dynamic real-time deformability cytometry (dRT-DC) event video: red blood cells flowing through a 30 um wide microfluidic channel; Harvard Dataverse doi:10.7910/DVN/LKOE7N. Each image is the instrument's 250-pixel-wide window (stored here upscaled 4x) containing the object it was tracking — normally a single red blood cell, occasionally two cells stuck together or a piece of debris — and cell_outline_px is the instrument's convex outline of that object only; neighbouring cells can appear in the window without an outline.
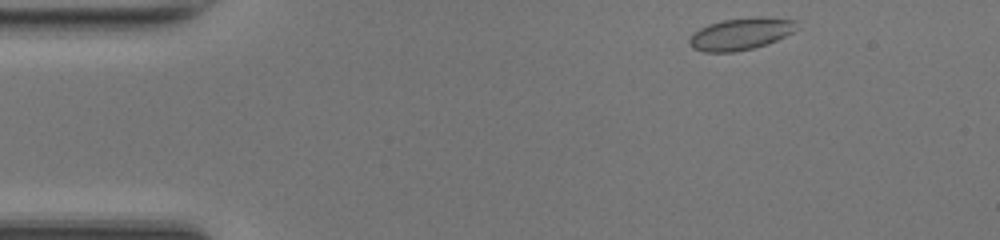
{"species": "common noctule bat (a hibernating species)", "species_latin": "Nyctalus noctula", "temperature_condition": "room temperature", "stored_images_in_passage": 43, "camera_frame_rate_fps": 3000, "um_per_image_px": 0.085, "animal": {"sex": "female", "body_mass_g": 17.0, "forearm_length_mm": 48.0}, "frame": {"image": 1, "passage_image": 1, "time_ms": 0.0, "image_size_px": [1000, 240], "cell_outline_px": [[800, 28], [768, 44], [752, 48], [732, 52], [704, 52], [692, 48], [688, 44], [688, 40], [700, 28], [708, 24], [724, 20], [756, 16], [796, 20]], "centroid_in_image_um": [62.98, 2.88], "position_along_channel_um": 22.0, "area_um2": 20.0}}
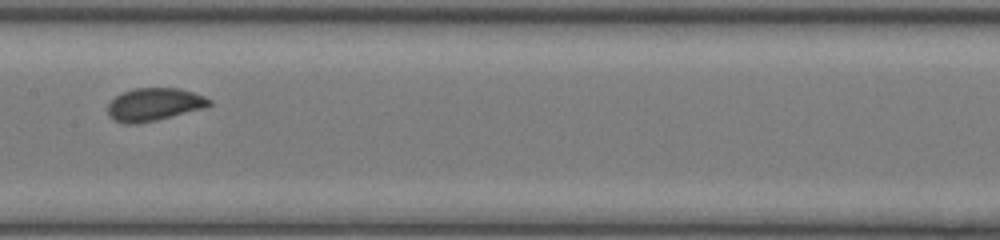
{"frame": {"image": 2, "passage_image": 19, "time_ms": 6.0, "image_size_px": [1000, 240], "cell_outline_px": [[212, 104], [204, 108], [156, 120], [136, 124], [124, 124], [108, 116], [108, 104], [116, 96], [124, 92], [136, 88], [180, 88], [204, 96], [212, 100]], "centroid_in_image_um": [13.11, 8.88], "position_along_channel_um": 194.3, "area_um2": 19.31}}
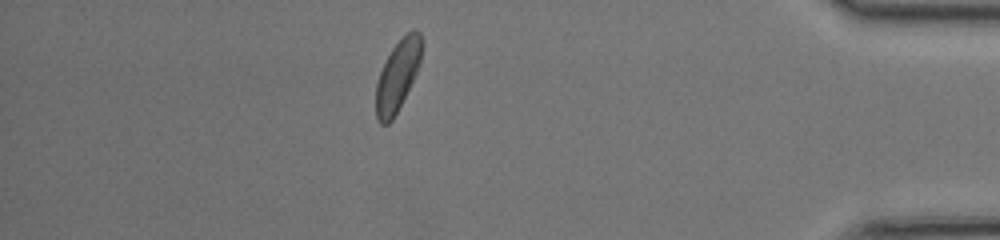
{"frame": {"image": 3, "passage_image": 37, "time_ms": 12.0, "image_size_px": [1000, 240], "cell_outline_px": [[420, 64], [392, 120], [388, 124], [380, 124], [376, 120], [376, 84], [380, 72], [392, 48], [412, 28], [420, 32]], "centroid_in_image_um": [33.76, 6.45], "position_along_channel_um": 401.4, "area_um2": 18.15}, "authors_computed_cell_mechanics": {"area_um2": 19.1896, "velocity_mm_per_s": 4.2181, "shape_relaxation_time_tau1_ms": 3.8491, "shape_relaxation_time_tau2_ms": null, "deformation_change_tau1": 0.113, "deformation_change_tau2": null}}